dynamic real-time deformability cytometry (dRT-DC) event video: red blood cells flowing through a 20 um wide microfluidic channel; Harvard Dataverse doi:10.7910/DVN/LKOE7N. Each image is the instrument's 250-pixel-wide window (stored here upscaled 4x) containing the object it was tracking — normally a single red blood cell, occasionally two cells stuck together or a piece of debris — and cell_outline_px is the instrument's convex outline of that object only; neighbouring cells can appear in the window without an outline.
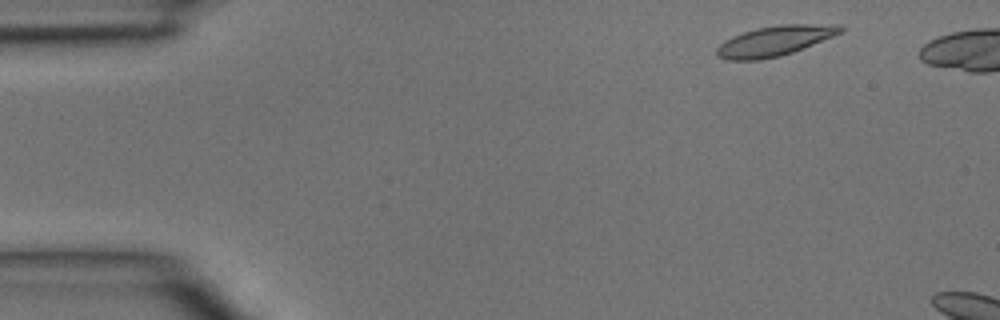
{"species": "common noctule bat (a hibernating species)", "species_latin": "Nyctalus noctula", "temperature_condition": "room temperature", "stored_images_in_passage": 3, "camera_frame_rate_fps": 3000, "um_per_image_px": 0.085, "animal": {"sex": "male", "body_mass_g": 15.6}, "frame": {"image": 1, "passage_image": 1, "time_ms": 0.0, "image_size_px": [1000, 320], "cell_outline_px": [[844, 32], [792, 52], [780, 56], [760, 60], [728, 60], [716, 56], [716, 48], [724, 40], [732, 36], [756, 28], [780, 24], [840, 24], [844, 28]], "centroid_in_image_um": [65.85, 3.47], "position_along_channel_um": 19.1, "area_um2": 21.79}}